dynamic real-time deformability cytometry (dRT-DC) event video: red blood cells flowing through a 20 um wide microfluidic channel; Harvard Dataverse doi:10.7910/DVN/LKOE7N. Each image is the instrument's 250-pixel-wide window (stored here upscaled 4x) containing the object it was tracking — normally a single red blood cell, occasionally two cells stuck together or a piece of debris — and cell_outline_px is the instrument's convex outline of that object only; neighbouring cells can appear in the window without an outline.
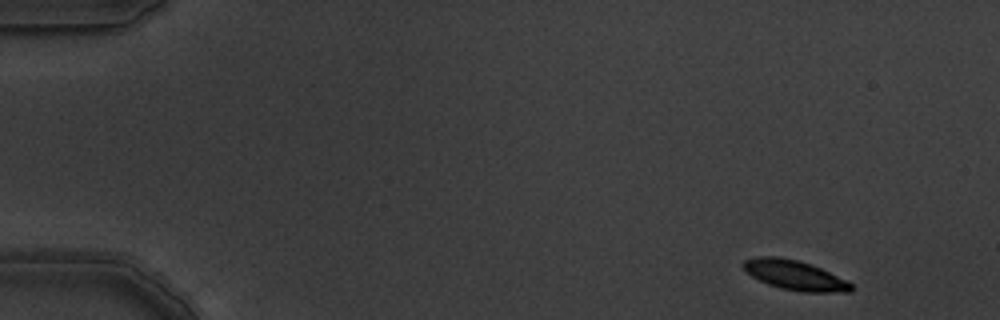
{"species": "common noctule bat (a hibernating species)", "species_latin": "Nyctalus noctula", "temperature_condition": "warm", "stored_images_in_passage": 3, "camera_frame_rate_fps": 3000, "um_per_image_px": 0.085, "animal": {"sex": "male", "body_mass_g": 19.5, "forearm_length_mm": 54.6}, "frame": {"image": 1, "passage_image": 1, "time_ms": 0.0, "image_size_px": [1000, 320], "cell_outline_px": [[856, 288], [852, 292], [804, 292], [780, 288], [768, 284], [752, 276], [740, 264], [744, 260], [760, 256], [776, 256], [796, 260], [812, 264], [852, 284]], "centroid_in_image_um": [67.56, 23.39], "position_along_channel_um": 17.4, "area_um2": 18.5}}
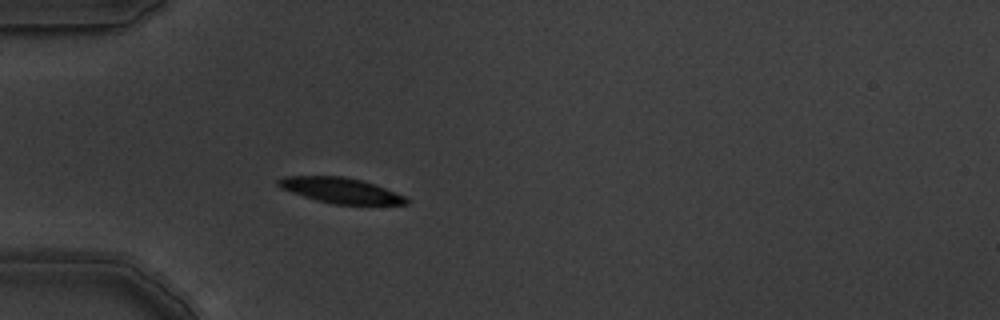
{"frame": {"image": 2, "passage_image": 3, "time_ms": 0.667, "image_size_px": [1000, 320], "cell_outline_px": [[408, 204], [336, 204], [316, 200], [280, 188], [276, 184], [276, 180], [284, 176], [344, 176], [360, 180], [396, 192], [404, 196], [408, 200]], "centroid_in_image_um": [28.9, 16.17], "position_along_channel_um": 56.1, "area_um2": 18.67}}